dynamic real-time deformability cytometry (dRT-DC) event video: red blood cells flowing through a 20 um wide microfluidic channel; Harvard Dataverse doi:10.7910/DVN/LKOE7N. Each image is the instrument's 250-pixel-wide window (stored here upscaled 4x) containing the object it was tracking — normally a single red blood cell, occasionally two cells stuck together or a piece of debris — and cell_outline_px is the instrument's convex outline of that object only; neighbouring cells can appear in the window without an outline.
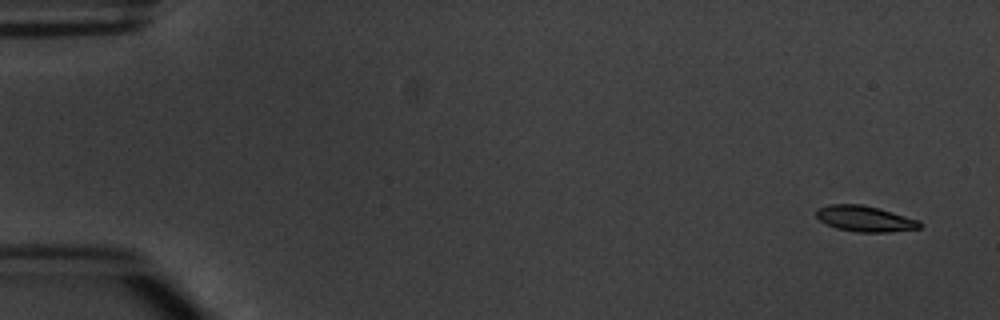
{"species": "common noctule bat (a hibernating species)", "species_latin": "Nyctalus noctula", "temperature_condition": "warm", "stored_images_in_passage": 4, "camera_frame_rate_fps": 3000, "um_per_image_px": 0.085, "animal": {"sex": "male", "body_mass_g": 20.1, "forearm_length_mm": 53.5}, "frame": {"image": 1, "passage_image": 1, "time_ms": 0.0, "image_size_px": [1000, 320], "cell_outline_px": [[924, 224], [920, 228], [888, 232], [856, 232], [836, 228], [820, 220], [816, 216], [816, 208], [828, 204], [864, 204], [880, 208], [920, 220]], "centroid_in_image_um": [73.54, 18.58], "position_along_channel_um": 11.5, "area_um2": 15.78}}
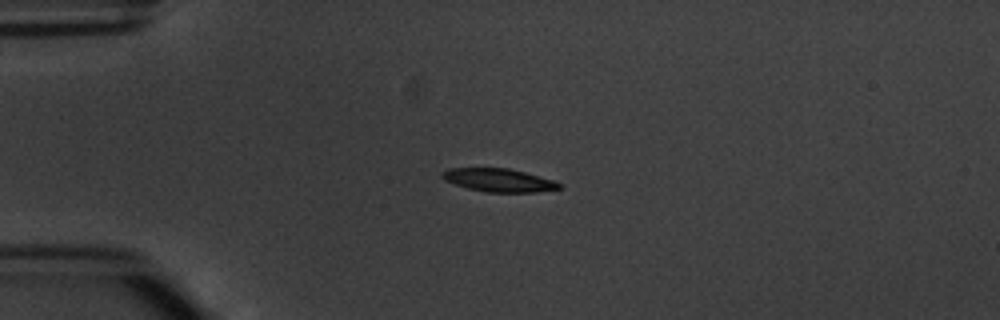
{"frame": {"image": 2, "passage_image": 4, "time_ms": 3.667, "image_size_px": [1000, 320], "cell_outline_px": [[560, 188], [536, 192], [488, 192], [468, 188], [444, 180], [440, 176], [440, 172], [448, 168], [508, 168], [556, 180], [560, 184]], "centroid_in_image_um": [42.37, 15.3], "position_along_channel_um": 42.6, "area_um2": 15.78}}